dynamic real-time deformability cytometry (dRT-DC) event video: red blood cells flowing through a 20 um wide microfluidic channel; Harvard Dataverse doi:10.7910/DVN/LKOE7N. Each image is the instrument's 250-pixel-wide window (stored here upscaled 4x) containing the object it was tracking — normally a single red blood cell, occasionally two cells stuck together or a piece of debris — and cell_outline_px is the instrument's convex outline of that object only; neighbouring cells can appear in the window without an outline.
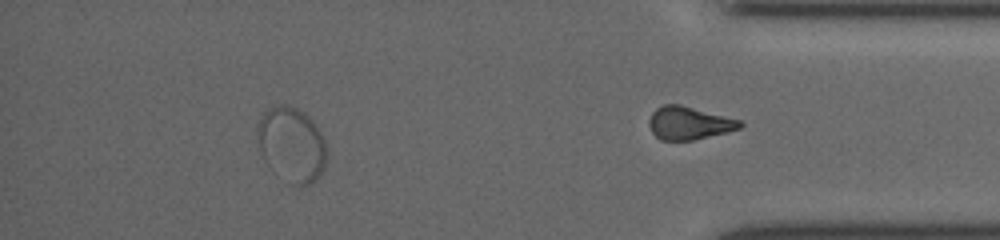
{"species": "common noctule bat (a hibernating species)", "species_latin": "Nyctalus noctula", "temperature_condition": "cold", "stored_images_in_passage": 31, "segment_of_instrument_passage": [2, 2], "camera_frame_rate_fps": 3000, "um_per_image_px": 0.085, "animal": {"sex": "female", "body_mass_g": 19.5, "forearm_length_mm": 54.1}, "frame": {"image": 1, "passage_image": 31, "time_ms": 13.667, "image_size_px": [1000, 240], "cell_outline_px": [[744, 124], [740, 128], [728, 132], [692, 140], [660, 140], [652, 132], [648, 124], [652, 112], [656, 108], [664, 104], [680, 104], [740, 120]], "centroid_in_image_um": [58.55, 10.46], "position_along_channel_um": 376.6, "area_um2": 17.4}}